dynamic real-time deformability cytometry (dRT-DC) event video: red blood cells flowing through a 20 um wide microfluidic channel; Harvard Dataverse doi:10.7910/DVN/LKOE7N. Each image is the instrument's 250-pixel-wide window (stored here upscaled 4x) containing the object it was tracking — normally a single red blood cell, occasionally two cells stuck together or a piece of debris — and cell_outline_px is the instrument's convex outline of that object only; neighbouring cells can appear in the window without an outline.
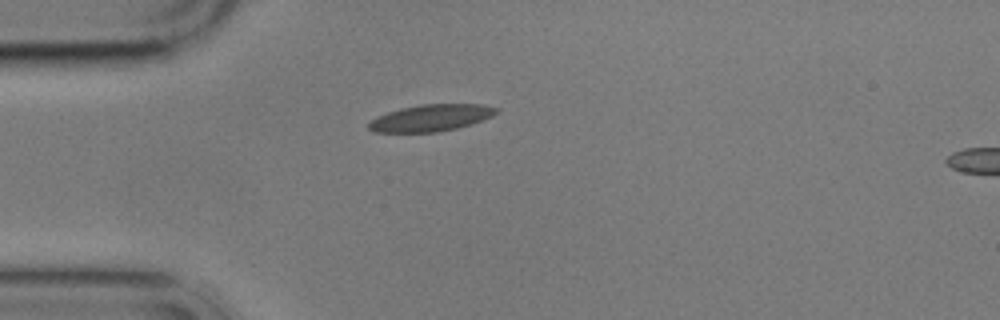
{"species": "common noctule bat (a hibernating species)", "species_latin": "Nyctalus noctula", "temperature_condition": "cold", "stored_images_in_passage": 2, "camera_frame_rate_fps": 3000, "um_per_image_px": 0.085, "animal": {"sex": "male", "body_mass_g": 17.9}, "frame": {"image": 1, "passage_image": 1, "time_ms": 0.0, "image_size_px": [1000, 320], "cell_outline_px": [[500, 112], [492, 116], [472, 124], [456, 128], [436, 132], [372, 132], [368, 128], [368, 124], [372, 120], [388, 112], [400, 108], [420, 104], [484, 104], [500, 108]], "centroid_in_image_um": [36.69, 10.01], "position_along_channel_um": 48.3, "area_um2": 19.94}}